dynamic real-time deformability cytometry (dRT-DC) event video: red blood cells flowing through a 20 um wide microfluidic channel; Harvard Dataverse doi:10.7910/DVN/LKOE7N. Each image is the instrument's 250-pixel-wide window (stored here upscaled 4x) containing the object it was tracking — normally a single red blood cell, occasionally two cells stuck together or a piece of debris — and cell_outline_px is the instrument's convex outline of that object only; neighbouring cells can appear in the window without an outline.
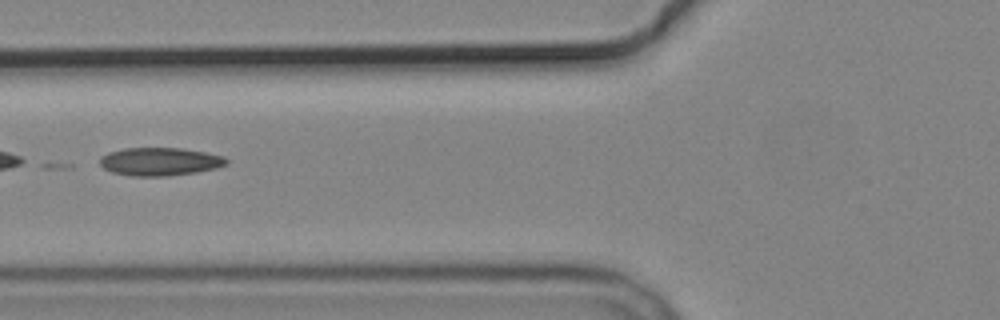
{"species": "common noctule bat (a hibernating species)", "species_latin": "Nyctalus noctula", "temperature_condition": "cold", "stored_images_in_passage": 6, "camera_frame_rate_fps": 3000, "um_per_image_px": 0.085, "animal": {"sex": "male", "body_mass_g": 19.2, "forearm_length_mm": 51.8}, "frame": {"image": 1, "passage_image": 4, "time_ms": 3.667, "image_size_px": [1000, 320], "cell_outline_px": [[228, 164], [216, 168], [196, 172], [168, 176], [132, 176], [112, 172], [104, 168], [100, 164], [100, 156], [108, 152], [124, 148], [184, 148], [224, 156], [228, 160]], "centroid_in_image_um": [13.59, 13.73], "position_along_channel_um": 112.2, "area_um2": 20.81}}
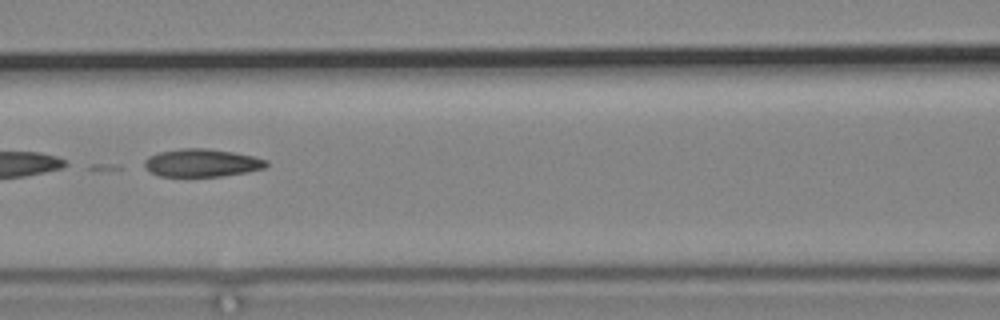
{"frame": {"image": 2, "passage_image": 5, "time_ms": 4.667, "image_size_px": [1000, 320], "cell_outline_px": [[268, 164], [264, 168], [248, 172], [224, 176], [160, 176], [152, 172], [144, 164], [144, 160], [148, 156], [160, 152], [180, 148], [208, 148], [232, 152], [252, 156], [268, 160]], "centroid_in_image_um": [17.18, 13.84], "position_along_channel_um": 149.4, "area_um2": 19.71}}
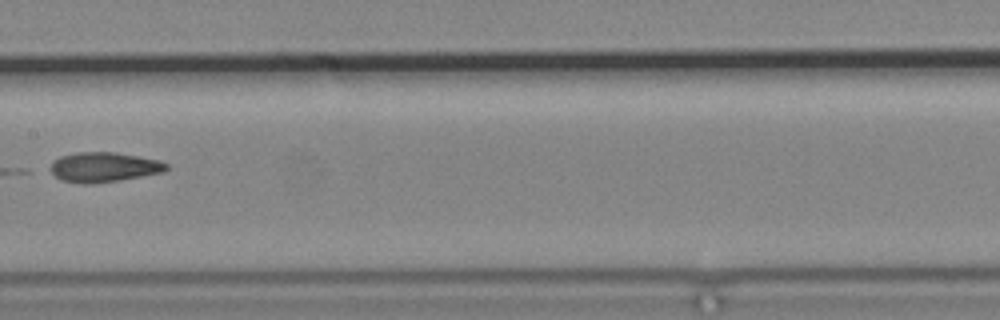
{"frame": {"image": 3, "passage_image": 6, "time_ms": 6.0, "image_size_px": [1000, 320], "cell_outline_px": [[168, 168], [164, 172], [120, 180], [88, 184], [84, 184], [60, 180], [52, 172], [52, 160], [60, 156], [76, 152], [116, 152], [160, 160], [168, 164]], "centroid_in_image_um": [8.84, 14.2], "position_along_channel_um": 198.6, "area_um2": 20.17}}